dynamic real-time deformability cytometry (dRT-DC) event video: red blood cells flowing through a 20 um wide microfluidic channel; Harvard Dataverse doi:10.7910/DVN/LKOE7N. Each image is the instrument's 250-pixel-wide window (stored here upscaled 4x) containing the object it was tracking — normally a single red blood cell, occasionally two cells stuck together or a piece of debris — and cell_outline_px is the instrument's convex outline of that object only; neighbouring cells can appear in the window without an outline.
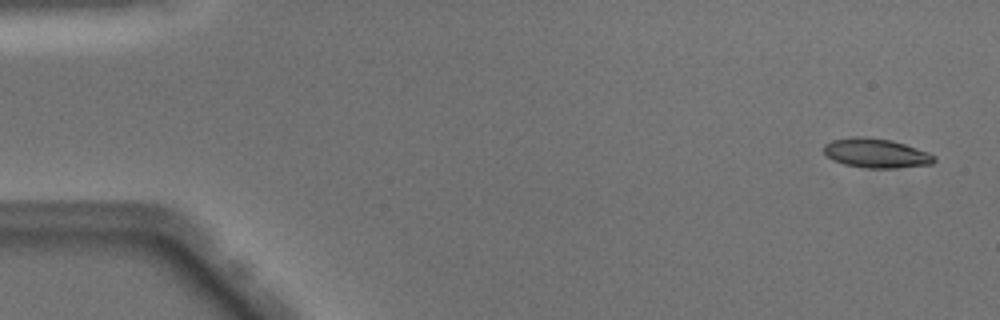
{"species": "Egyptian fruit bat (a non-hibernating species)", "species_latin": "Rousettus aegyptiacus", "temperature_condition": "warm", "stored_images_in_passage": 49, "camera_frame_rate_fps": 3000, "um_per_image_px": 0.085, "animal": {"sex": "male"}, "frame": {"image": 1, "passage_image": 2, "time_ms": 0.333, "image_size_px": [1000, 320], "cell_outline_px": [[936, 160], [932, 164], [896, 168], [868, 168], [844, 164], [832, 160], [824, 152], [824, 144], [832, 140], [856, 136], [864, 136], [892, 140], [928, 152], [936, 156]], "centroid_in_image_um": [74.47, 13.02], "position_along_channel_um": 10.5, "area_um2": 18.9}}
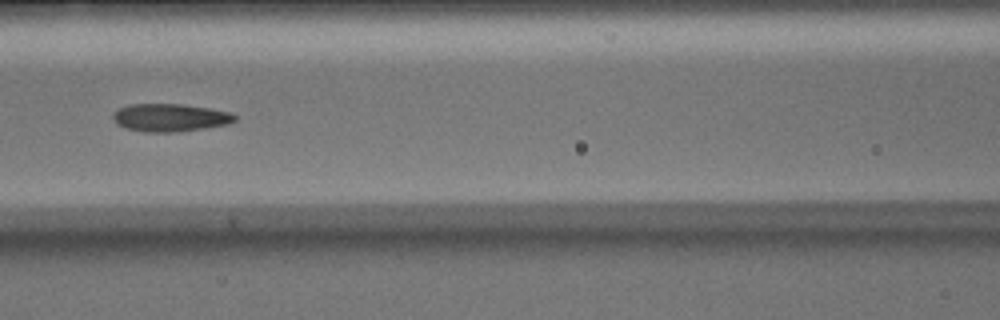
{"frame": {"image": 2, "passage_image": 22, "time_ms": 7.0, "image_size_px": [1000, 320], "cell_outline_px": [[236, 120], [228, 124], [204, 128], [176, 132], [144, 132], [124, 128], [116, 124], [112, 116], [120, 108], [128, 104], [184, 104], [232, 112], [236, 116]], "centroid_in_image_um": [14.46, 10.0], "position_along_channel_um": 152.1, "area_um2": 19.83}}
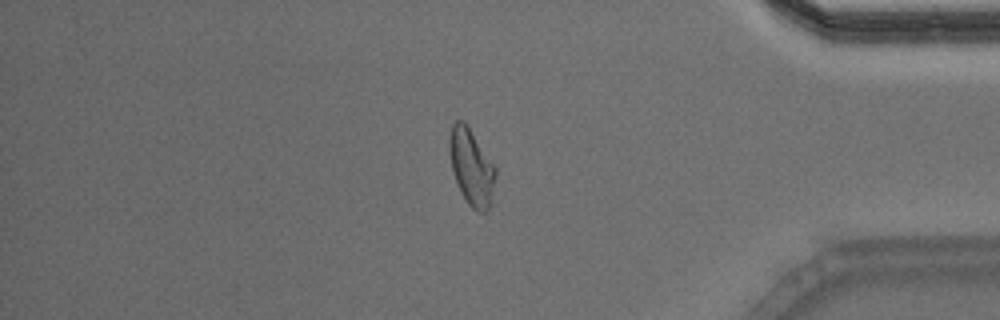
{"frame": {"image": 3, "passage_image": 42, "time_ms": 13.667, "image_size_px": [1000, 320], "cell_outline_px": [[496, 176], [488, 212], [480, 212], [472, 208], [468, 204], [456, 180], [452, 168], [448, 148], [448, 140], [452, 124], [456, 120], [464, 120], [496, 168]], "centroid_in_image_um": [40.06, 14.18], "position_along_channel_um": 395.1, "area_um2": 20.23}, "authors_computed_cell_mechanics": {"area_um2": 19.4786, "velocity_mm_per_s": 4.0588, "shape_relaxation_time_tau1_ms": 5.2447, "shape_relaxation_time_tau2_ms": 2.2597, "deformation_change_tau1": 0.1863, "deformation_change_tau2": 0.1033}}